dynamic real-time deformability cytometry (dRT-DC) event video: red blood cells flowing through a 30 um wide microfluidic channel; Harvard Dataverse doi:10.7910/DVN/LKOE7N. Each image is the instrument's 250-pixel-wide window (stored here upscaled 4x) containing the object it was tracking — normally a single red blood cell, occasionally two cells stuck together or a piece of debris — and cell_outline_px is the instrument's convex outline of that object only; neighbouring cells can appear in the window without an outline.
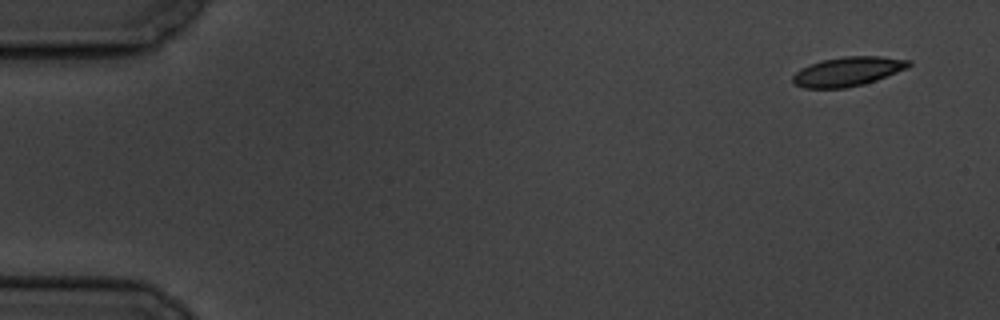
{"species": "common noctule bat (a hibernating species)", "species_latin": "Nyctalus noctula", "temperature_condition": "cold", "stored_images_in_passage": 10, "camera_frame_rate_fps": 3000, "um_per_image_px": 0.085, "animal": {"sex": "male", "body_mass_g": 19.5, "forearm_length_mm": 54.6}, "frame": {"image": 1, "passage_image": 1, "time_ms": 0.0, "image_size_px": [1000, 320], "cell_outline_px": [[912, 64], [908, 68], [876, 80], [864, 84], [844, 88], [804, 88], [796, 84], [792, 80], [792, 76], [800, 68], [820, 60], [844, 56], [880, 56], [912, 60]], "centroid_in_image_um": [72.08, 6.06], "position_along_channel_um": 12.9, "area_um2": 19.88}}
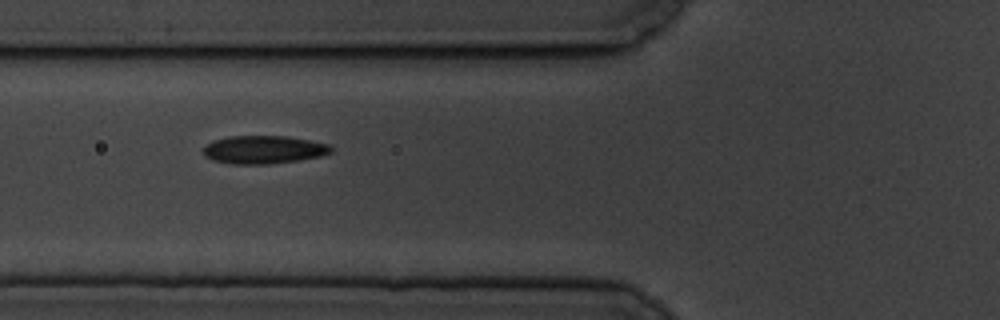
{"frame": {"image": 2, "passage_image": 6, "time_ms": 6.333, "image_size_px": [1000, 320], "cell_outline_px": [[332, 152], [320, 156], [296, 160], [268, 164], [232, 164], [212, 160], [204, 156], [204, 148], [212, 140], [228, 136], [288, 136], [328, 144], [332, 148]], "centroid_in_image_um": [22.38, 12.72], "position_along_channel_um": 103.4, "area_um2": 20.81}}
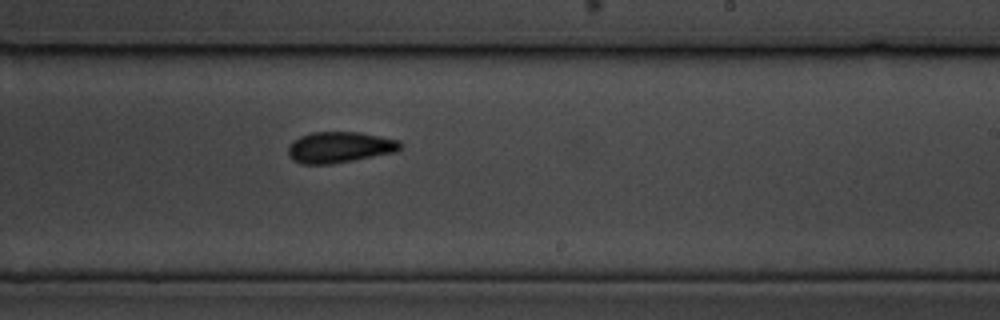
{"frame": {"image": 3, "passage_image": 10, "time_ms": 11.0, "image_size_px": [1000, 320], "cell_outline_px": [[404, 144], [396, 152], [332, 164], [304, 164], [292, 160], [288, 156], [288, 148], [292, 140], [300, 136], [312, 132], [360, 132], [400, 140]], "centroid_in_image_um": [28.87, 12.51], "position_along_channel_um": 260.1, "area_um2": 20.46}}